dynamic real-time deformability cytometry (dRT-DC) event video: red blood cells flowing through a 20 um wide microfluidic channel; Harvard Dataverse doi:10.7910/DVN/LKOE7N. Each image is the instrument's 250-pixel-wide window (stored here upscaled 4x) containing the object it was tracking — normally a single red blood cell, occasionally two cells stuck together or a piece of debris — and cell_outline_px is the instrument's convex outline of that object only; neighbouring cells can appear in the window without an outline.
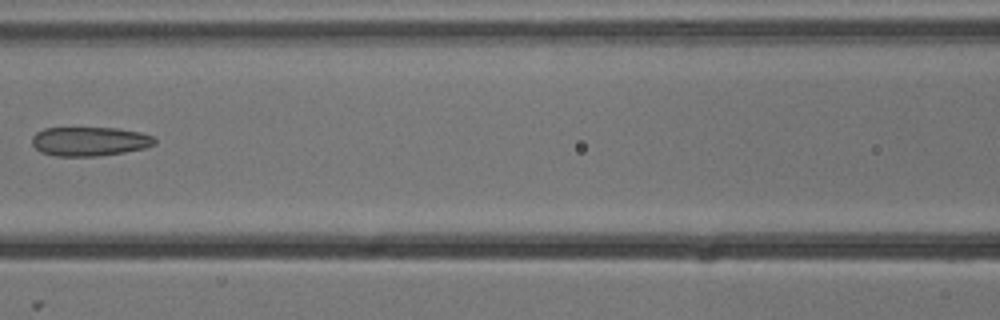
{"species": "common noctule bat (a hibernating species)", "species_latin": "Nyctalus noctula", "temperature_condition": "cold", "stored_images_in_passage": 8, "camera_frame_rate_fps": 3000, "um_per_image_px": 0.085, "animal": {"sex": "male", "body_mass_g": 13.3}, "frame": {"image": 1, "passage_image": 7, "time_ms": 2.0, "image_size_px": [1000, 320], "cell_outline_px": [[156, 144], [144, 148], [124, 152], [100, 156], [56, 156], [40, 152], [32, 144], [32, 136], [36, 132], [44, 128], [120, 128], [140, 132], [156, 136]], "centroid_in_image_um": [7.64, 12.01], "position_along_channel_um": 159.0, "area_um2": 21.04}}
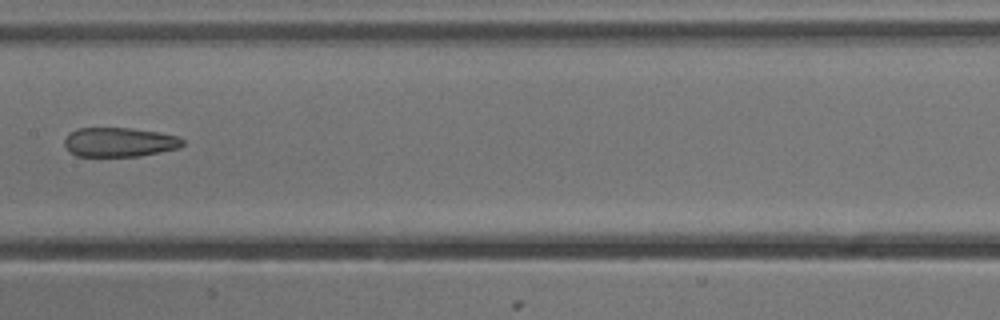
{"frame": {"image": 2, "passage_image": 8, "time_ms": 2.333, "image_size_px": [1000, 320], "cell_outline_px": [[184, 144], [180, 148], [140, 156], [76, 156], [68, 152], [64, 144], [64, 140], [76, 128], [128, 128], [156, 132], [176, 136], [184, 140]], "centroid_in_image_um": [10.13, 12.09], "position_along_channel_um": 197.3, "area_um2": 20.11}}